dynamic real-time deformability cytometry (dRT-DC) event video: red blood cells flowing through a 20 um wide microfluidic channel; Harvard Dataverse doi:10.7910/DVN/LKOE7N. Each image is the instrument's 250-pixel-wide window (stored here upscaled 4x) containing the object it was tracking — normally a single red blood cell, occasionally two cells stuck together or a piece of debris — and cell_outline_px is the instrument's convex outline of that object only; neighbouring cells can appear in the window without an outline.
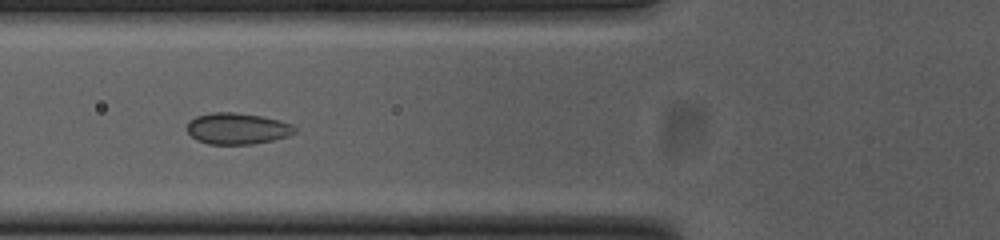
{"species": "common noctule bat (a hibernating species)", "species_latin": "Nyctalus noctula", "temperature_condition": "cold", "stored_images_in_passage": 54, "segment_of_instrument_passage": [1, 2], "camera_frame_rate_fps": 3000, "um_per_image_px": 0.085, "animal": {"sex": "female", "body_mass_g": 23.0, "forearm_length_mm": 53.4}, "frame": {"image": 1, "passage_image": 19, "time_ms": 6.0, "image_size_px": [1000, 240], "cell_outline_px": [[296, 132], [288, 136], [272, 140], [252, 144], [208, 144], [196, 140], [188, 132], [188, 120], [196, 116], [212, 112], [236, 112], [260, 116], [280, 120], [292, 124], [296, 128]], "centroid_in_image_um": [20.17, 10.92], "position_along_channel_um": 105.6, "area_um2": 19.71}}
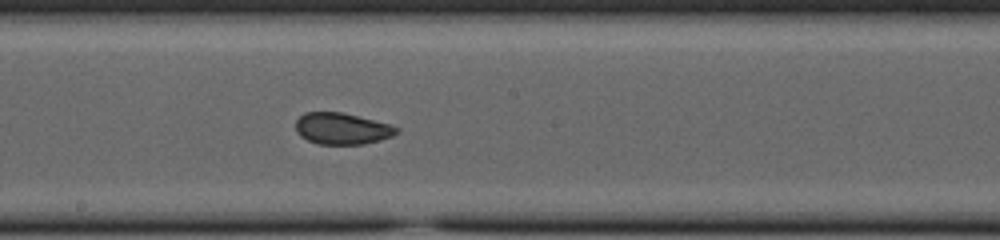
{"frame": {"image": 2, "passage_image": 28, "time_ms": 9.0, "image_size_px": [1000, 240], "cell_outline_px": [[400, 132], [392, 136], [380, 140], [364, 144], [320, 144], [308, 140], [300, 136], [296, 132], [296, 120], [304, 112], [344, 112], [392, 124], [400, 128]], "centroid_in_image_um": [29.11, 10.92], "position_along_channel_um": 219.1, "area_um2": 18.79}}
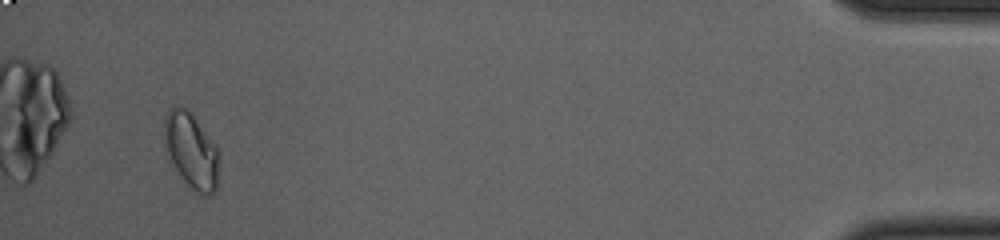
{"frame": {"image": 3, "passage_image": 50, "time_ms": 16.333, "image_size_px": [1000, 240], "cell_outline_px": [[220, 160], [216, 192], [208, 196], [200, 196], [184, 180], [176, 168], [164, 148], [164, 120], [168, 108], [184, 108], [192, 112], [220, 152]], "centroid_in_image_um": [16.29, 12.82], "position_along_channel_um": 418.9, "area_um2": 24.28}}